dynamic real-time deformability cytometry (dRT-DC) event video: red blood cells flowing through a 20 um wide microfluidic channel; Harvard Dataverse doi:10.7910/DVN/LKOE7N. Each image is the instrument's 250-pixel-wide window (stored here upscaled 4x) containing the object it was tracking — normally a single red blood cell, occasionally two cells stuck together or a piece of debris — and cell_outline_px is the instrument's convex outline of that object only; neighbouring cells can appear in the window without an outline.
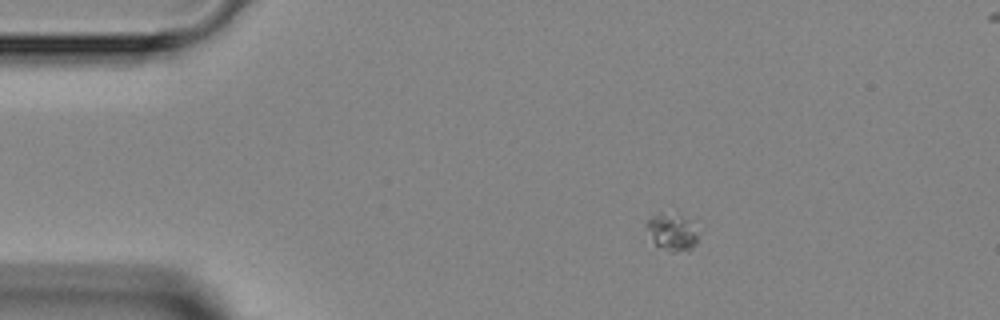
{"species": "Egyptian fruit bat (a non-hibernating species)", "species_latin": "Rousettus aegyptiacus", "temperature_condition": "room temperature", "stored_images_in_passage": 4, "camera_frame_rate_fps": 3000, "um_per_image_px": 0.085, "animal": {"sex": "female"}, "frame": {"image": 1, "passage_image": 1, "time_ms": 0.0, "image_size_px": [1000, 320], "cell_outline_px": [[696, 244], [688, 252], [676, 252], [656, 244], [652, 240], [644, 224], [652, 216], [660, 212], [680, 216], [684, 220], [696, 236]], "centroid_in_image_um": [57.03, 19.75], "position_along_channel_um": 28.0, "area_um2": 10.35}}